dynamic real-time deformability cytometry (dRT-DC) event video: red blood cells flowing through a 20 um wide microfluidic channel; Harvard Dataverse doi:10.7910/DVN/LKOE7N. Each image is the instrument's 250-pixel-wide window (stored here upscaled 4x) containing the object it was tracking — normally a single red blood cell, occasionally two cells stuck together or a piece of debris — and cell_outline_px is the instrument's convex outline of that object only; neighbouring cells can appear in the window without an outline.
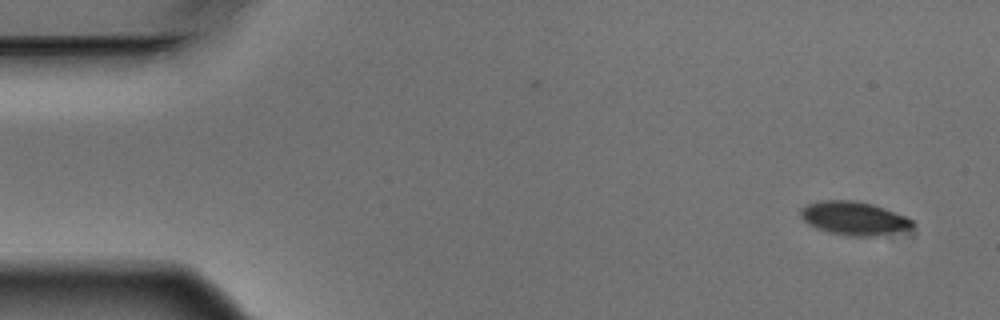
{"species": "Egyptian fruit bat (a non-hibernating species)", "species_latin": "Rousettus aegyptiacus", "temperature_condition": "warm", "stored_images_in_passage": 3, "camera_frame_rate_fps": 3000, "um_per_image_px": 0.085, "animal": {"sex": "male"}, "frame": {"image": 1, "passage_image": 3, "time_ms": 0.667, "image_size_px": [1000, 320], "cell_outline_px": [[916, 224], [912, 228], [876, 236], [852, 236], [832, 232], [808, 224], [800, 216], [800, 208], [808, 204], [824, 200], [856, 200], [872, 204], [884, 208], [904, 216], [912, 220]], "centroid_in_image_um": [72.6, 18.54], "position_along_channel_um": 12.4, "area_um2": 21.5}}